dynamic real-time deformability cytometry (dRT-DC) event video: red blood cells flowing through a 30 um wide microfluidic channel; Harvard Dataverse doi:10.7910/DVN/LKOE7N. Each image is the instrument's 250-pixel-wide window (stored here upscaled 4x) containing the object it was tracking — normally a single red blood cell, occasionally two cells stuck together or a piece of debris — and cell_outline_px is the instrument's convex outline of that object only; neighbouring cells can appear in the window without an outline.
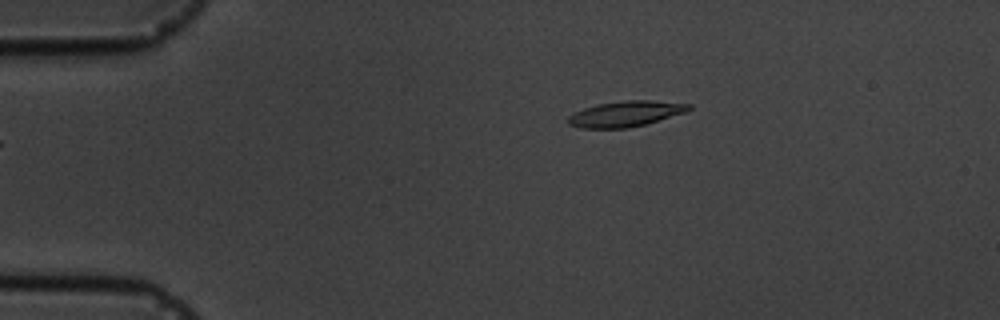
{"species": "common noctule bat (a hibernating species)", "species_latin": "Nyctalus noctula", "temperature_condition": "cold", "stored_images_in_passage": 2, "camera_frame_rate_fps": 3000, "um_per_image_px": 0.085, "animal": {"sex": "male", "body_mass_g": 19.5, "forearm_length_mm": 54.6}, "frame": {"image": 1, "passage_image": 2, "time_ms": 1.333, "image_size_px": [1000, 320], "cell_outline_px": [[692, 108], [684, 112], [644, 124], [628, 128], [580, 128], [568, 124], [568, 116], [584, 108], [600, 104], [628, 100], [648, 100], [692, 104]], "centroid_in_image_um": [53.16, 9.68], "position_along_channel_um": 31.8, "area_um2": 17.63}}